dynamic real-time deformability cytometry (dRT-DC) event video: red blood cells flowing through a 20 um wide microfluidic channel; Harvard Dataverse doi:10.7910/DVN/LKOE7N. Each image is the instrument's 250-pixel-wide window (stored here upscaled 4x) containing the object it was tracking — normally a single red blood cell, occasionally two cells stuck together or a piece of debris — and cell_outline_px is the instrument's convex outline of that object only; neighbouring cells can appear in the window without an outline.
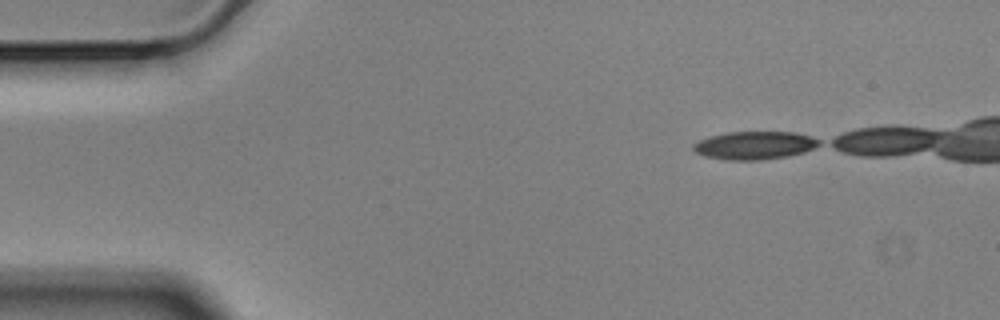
{"species": "Egyptian fruit bat (a non-hibernating species)", "species_latin": "Rousettus aegyptiacus", "temperature_condition": "cold", "stored_images_in_passage": 1, "camera_frame_rate_fps": 3000, "um_per_image_px": 0.085, "animal": {"sex": "male"}, "frame": {"image": 1, "passage_image": 1, "time_ms": 0.0, "image_size_px": [1000, 320], "cell_outline_px": [[820, 144], [804, 152], [788, 156], [760, 160], [724, 160], [704, 156], [696, 152], [692, 148], [692, 144], [700, 140], [712, 136], [728, 132], [792, 132], [808, 136], [820, 140]], "centroid_in_image_um": [64.11, 12.36], "position_along_channel_um": 20.9, "area_um2": 20.4}}